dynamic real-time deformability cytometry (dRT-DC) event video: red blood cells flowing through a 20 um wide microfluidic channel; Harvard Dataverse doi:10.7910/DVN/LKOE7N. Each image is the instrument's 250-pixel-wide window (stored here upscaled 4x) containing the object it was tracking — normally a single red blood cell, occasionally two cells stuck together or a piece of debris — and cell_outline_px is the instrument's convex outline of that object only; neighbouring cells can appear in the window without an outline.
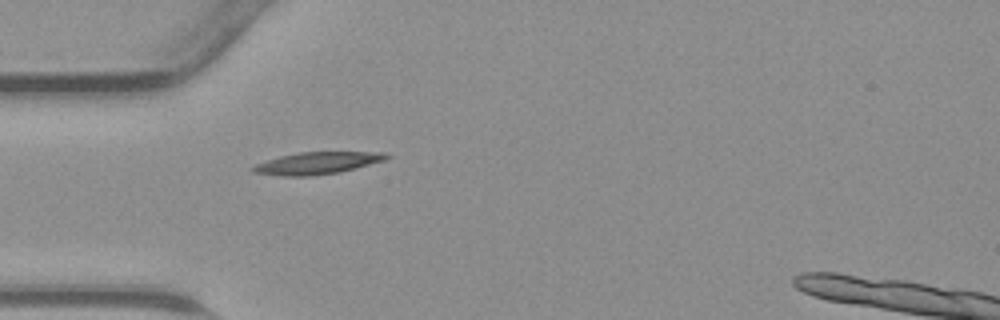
{"species": "common noctule bat (a hibernating species)", "species_latin": "Nyctalus noctula", "temperature_condition": "warm", "stored_images_in_passage": 33, "camera_frame_rate_fps": 3000, "um_per_image_px": 0.085, "animal": {"sex": "male", "body_mass_g": 23.1, "forearm_length_mm": 52.7}, "frame": {"image": 1, "passage_image": 2, "time_ms": 0.333, "image_size_px": [1000, 320], "cell_outline_px": [[392, 156], [384, 160], [340, 172], [312, 176], [284, 176], [252, 172], [248, 168], [256, 164], [280, 156], [300, 152], [384, 152]], "centroid_in_image_um": [26.94, 13.86], "position_along_channel_um": 58.1, "area_um2": 17.11}}
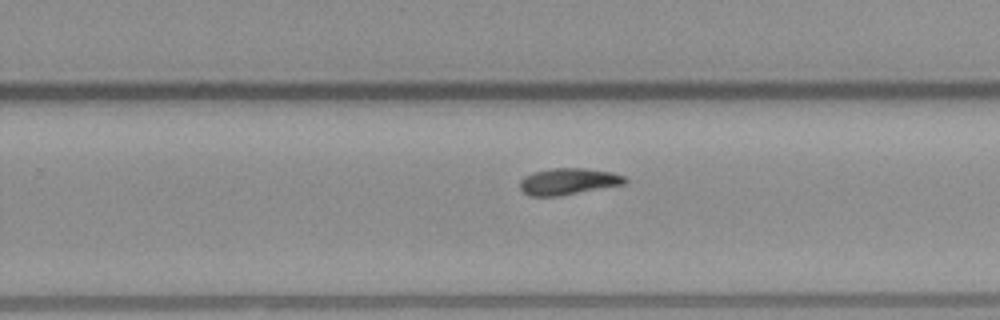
{"frame": {"image": 2, "passage_image": 17, "time_ms": 5.333, "image_size_px": [1000, 320], "cell_outline_px": [[628, 180], [624, 184], [560, 196], [528, 196], [520, 188], [520, 180], [524, 176], [532, 172], [552, 168], [584, 168], [612, 172], [624, 176]], "centroid_in_image_um": [48.28, 15.42], "position_along_channel_um": 281.5, "area_um2": 16.3}}
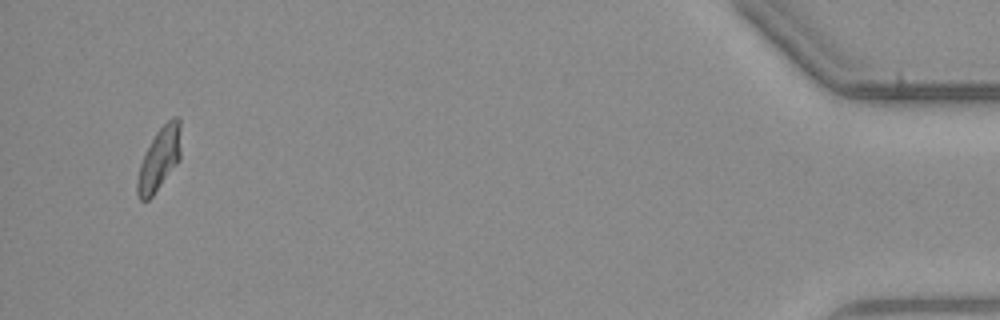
{"frame": {"image": 3, "passage_image": 32, "time_ms": 10.333, "image_size_px": [1000, 320], "cell_outline_px": [[180, 160], [152, 196], [148, 200], [140, 200], [136, 192], [136, 180], [140, 164], [156, 132], [172, 116], [176, 116], [180, 120]], "centroid_in_image_um": [13.54, 13.52], "position_along_channel_um": 421.7, "area_um2": 15.78}}